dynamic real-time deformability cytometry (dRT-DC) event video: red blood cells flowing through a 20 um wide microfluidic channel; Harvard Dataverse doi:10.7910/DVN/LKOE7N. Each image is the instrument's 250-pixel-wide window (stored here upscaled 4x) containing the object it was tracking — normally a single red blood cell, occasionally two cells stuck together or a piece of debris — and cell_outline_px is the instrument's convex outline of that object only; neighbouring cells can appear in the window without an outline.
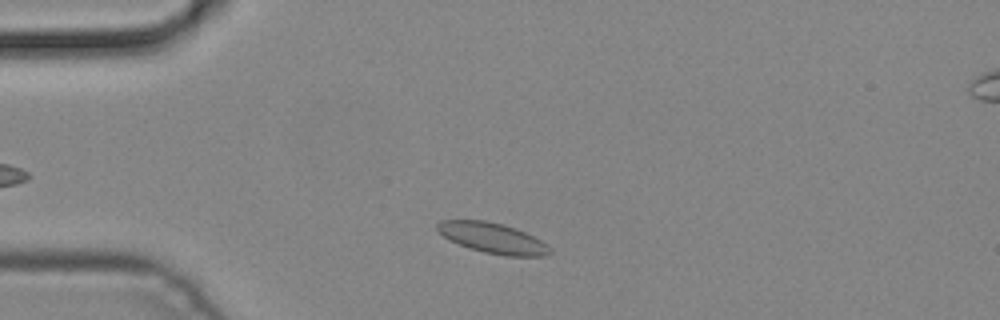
{"species": "common noctule bat (a hibernating species)", "species_latin": "Nyctalus noctula", "temperature_condition": "cold", "stored_images_in_passage": 5, "camera_frame_rate_fps": 3000, "um_per_image_px": 0.085, "animal": {"sex": "male", "body_mass_g": 19.2, "forearm_length_mm": 51.8}, "frame": {"image": 1, "passage_image": 3, "time_ms": 0.667, "image_size_px": [1000, 320], "cell_outline_px": [[552, 252], [544, 256], [504, 256], [484, 252], [448, 240], [436, 228], [436, 224], [440, 220], [484, 220], [516, 228], [548, 244], [552, 248]], "centroid_in_image_um": [41.89, 20.24], "position_along_channel_um": 43.1, "area_um2": 19.83}}
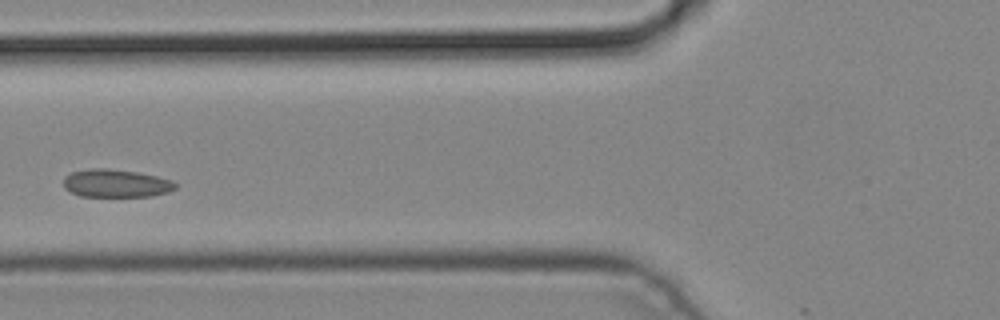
{"frame": {"image": 2, "passage_image": 5, "time_ms": 1.333, "image_size_px": [1000, 320], "cell_outline_px": [[176, 188], [168, 192], [152, 196], [80, 196], [64, 188], [64, 176], [72, 172], [88, 168], [108, 168], [136, 172], [156, 176], [172, 180], [176, 184]], "centroid_in_image_um": [9.84, 15.57], "position_along_channel_um": 116.0, "area_um2": 18.21}}